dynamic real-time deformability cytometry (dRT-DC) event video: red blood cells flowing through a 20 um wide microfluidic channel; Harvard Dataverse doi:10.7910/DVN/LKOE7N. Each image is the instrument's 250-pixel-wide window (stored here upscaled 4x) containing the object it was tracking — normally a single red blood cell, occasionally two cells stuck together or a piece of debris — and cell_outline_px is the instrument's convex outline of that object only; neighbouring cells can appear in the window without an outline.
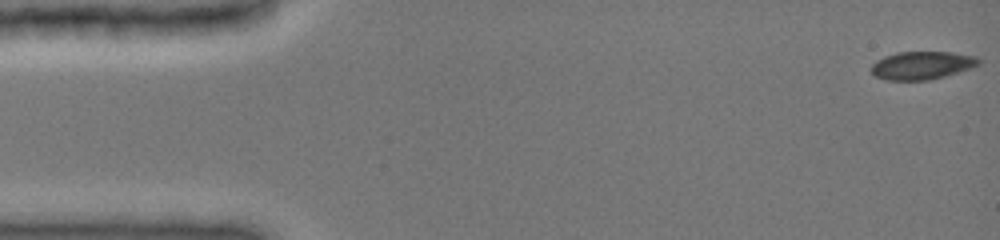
{"species": "common noctule bat (a hibernating species)", "species_latin": "Nyctalus noctula", "temperature_condition": "cold", "stored_images_in_passage": 48, "camera_frame_rate_fps": 3000, "um_per_image_px": 0.085, "animal": {"sex": "female", "body_mass_g": 19.0, "forearm_length_mm": 51.5}, "frame": {"image": 1, "passage_image": 1, "time_ms": 0.0, "image_size_px": [1000, 240], "cell_outline_px": [[980, 64], [944, 76], [928, 80], [888, 80], [876, 76], [868, 68], [876, 60], [884, 56], [896, 52], [952, 52], [976, 56], [980, 60]], "centroid_in_image_um": [78.31, 5.54], "position_along_channel_um": 6.7, "area_um2": 17.46}}
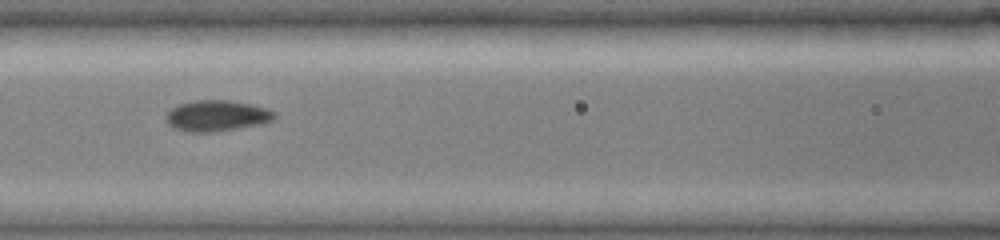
{"frame": {"image": 2, "passage_image": 21, "time_ms": 6.667, "image_size_px": [1000, 240], "cell_outline_px": [[276, 116], [272, 120], [264, 124], [216, 132], [188, 132], [172, 128], [168, 124], [164, 116], [172, 108], [180, 104], [196, 100], [228, 100], [252, 104], [268, 108], [276, 112]], "centroid_in_image_um": [18.45, 9.85], "position_along_channel_um": 148.1, "area_um2": 19.88}}
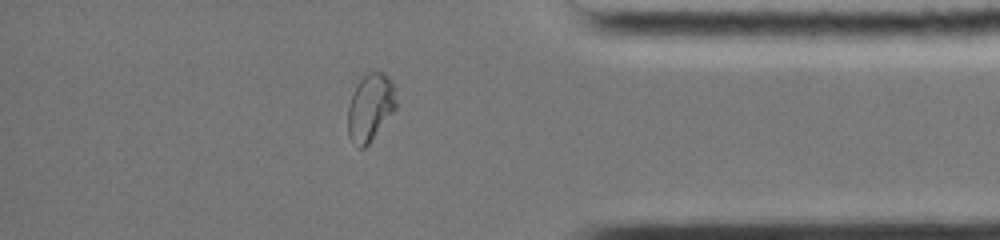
{"frame": {"image": 3, "passage_image": 41, "time_ms": 13.333, "image_size_px": [1000, 240], "cell_outline_px": [[396, 108], [368, 144], [364, 148], [360, 148], [348, 136], [348, 104], [352, 92], [360, 80], [368, 72], [380, 72], [388, 76], [392, 84], [396, 100]], "centroid_in_image_um": [31.45, 9.12], "position_along_channel_um": 403.8, "area_um2": 18.61}}